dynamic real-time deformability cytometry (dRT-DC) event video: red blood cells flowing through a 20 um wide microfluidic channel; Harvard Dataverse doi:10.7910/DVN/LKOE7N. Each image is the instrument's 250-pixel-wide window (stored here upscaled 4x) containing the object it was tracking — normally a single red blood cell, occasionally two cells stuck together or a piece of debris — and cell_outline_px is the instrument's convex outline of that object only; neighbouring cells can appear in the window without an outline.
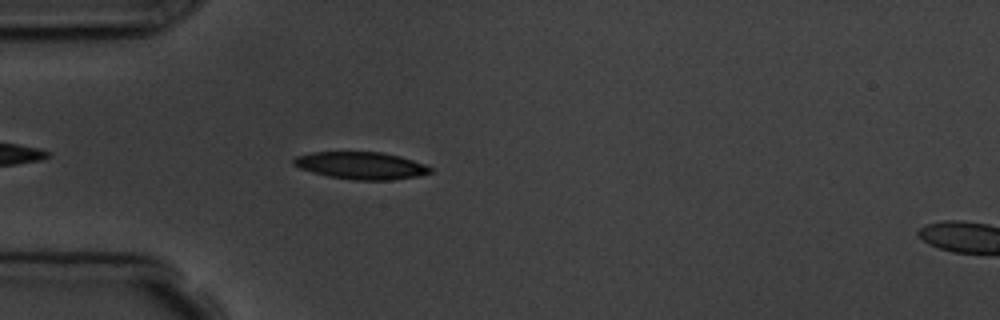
{"species": "common noctule bat (a hibernating species)", "species_latin": "Nyctalus noctula", "temperature_condition": "room temperature", "stored_images_in_passage": 6, "segment_of_instrument_passage": [1, 2], "camera_frame_rate_fps": 3000, "um_per_image_px": 0.085, "animal": {"sex": "male", "body_mass_g": 19.5, "forearm_length_mm": 54.6}, "frame": {"image": 1, "passage_image": 5, "time_ms": 4.667, "image_size_px": [1000, 320], "cell_outline_px": [[432, 172], [416, 176], [388, 180], [356, 180], [328, 176], [312, 172], [300, 168], [292, 164], [292, 160], [296, 156], [312, 152], [384, 152], [400, 156], [424, 164], [432, 168]], "centroid_in_image_um": [30.66, 14.06], "position_along_channel_um": 54.3, "area_um2": 21.62}}